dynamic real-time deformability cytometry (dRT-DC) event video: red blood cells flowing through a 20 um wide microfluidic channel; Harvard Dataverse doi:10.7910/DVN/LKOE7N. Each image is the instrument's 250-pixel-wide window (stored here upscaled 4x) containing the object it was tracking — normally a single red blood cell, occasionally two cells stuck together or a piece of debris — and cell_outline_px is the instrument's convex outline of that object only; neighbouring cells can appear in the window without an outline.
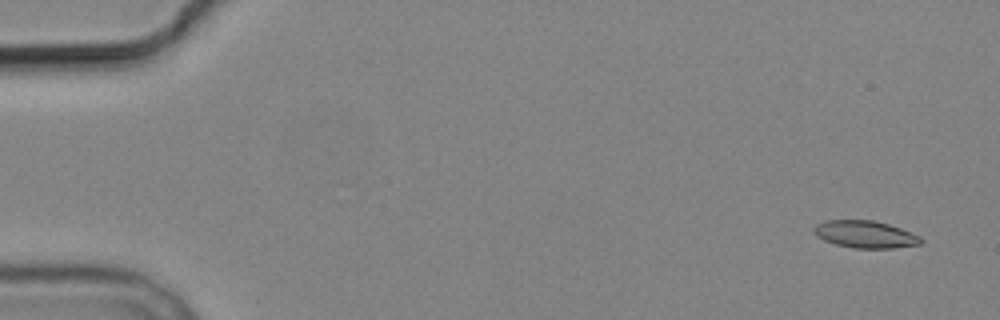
{"species": "common noctule bat (a hibernating species)", "species_latin": "Nyctalus noctula", "temperature_condition": "cold", "stored_images_in_passage": 3, "camera_frame_rate_fps": 3000, "um_per_image_px": 0.085, "animal": {"sex": "male", "body_mass_g": 19.2, "forearm_length_mm": 51.8}, "frame": {"image": 1, "passage_image": 1, "time_ms": 0.0, "image_size_px": [1000, 320], "cell_outline_px": [[924, 240], [920, 244], [892, 248], [852, 248], [836, 244], [824, 240], [816, 236], [812, 228], [816, 224], [824, 220], [872, 220], [888, 224], [900, 228], [920, 236]], "centroid_in_image_um": [73.52, 19.91], "position_along_channel_um": 11.5, "area_um2": 16.99}}